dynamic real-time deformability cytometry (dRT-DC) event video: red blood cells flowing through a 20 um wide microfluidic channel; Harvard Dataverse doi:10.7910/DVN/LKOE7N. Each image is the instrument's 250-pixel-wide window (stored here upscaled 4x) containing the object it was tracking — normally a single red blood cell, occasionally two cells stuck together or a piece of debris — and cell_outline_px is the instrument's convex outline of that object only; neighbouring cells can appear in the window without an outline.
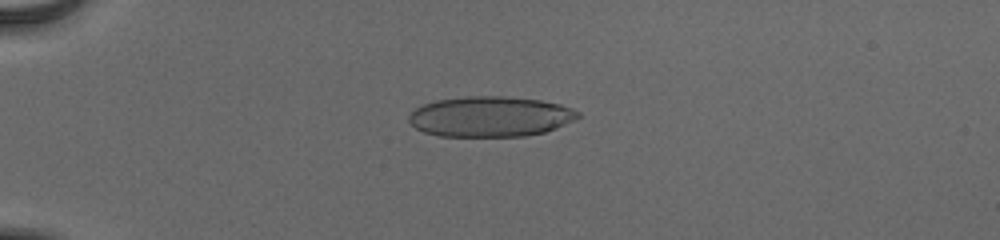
{"species": "human", "species_latin": "Homo sapiens", "temperature_condition": "cold", "stored_images_in_passage": 40, "camera_frame_rate_fps": 3000, "um_per_image_px": 0.085, "donor": {"sex": "male"}, "frame": {"image": 1, "passage_image": 1, "time_ms": 0.0, "image_size_px": [1000, 240], "cell_outline_px": [[580, 116], [556, 128], [544, 132], [524, 136], [440, 136], [424, 132], [416, 128], [408, 120], [408, 116], [416, 108], [424, 104], [436, 100], [464, 96], [504, 96], [540, 100], [560, 104], [572, 108], [580, 112]], "centroid_in_image_um": [41.66, 9.9], "position_along_channel_um": 43.3, "area_um2": 39.71}}
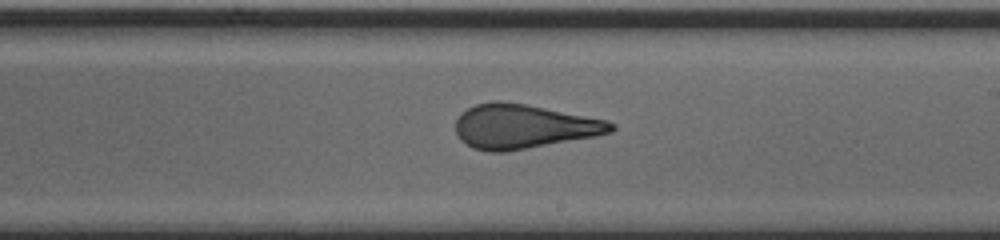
{"frame": {"image": 2, "passage_image": 20, "time_ms": 6.333, "image_size_px": [1000, 240], "cell_outline_px": [[616, 128], [612, 132], [596, 136], [504, 152], [488, 152], [472, 148], [460, 140], [456, 132], [456, 120], [460, 112], [476, 104], [492, 100], [500, 100], [524, 104], [608, 120], [616, 124]], "centroid_in_image_um": [44.48, 10.75], "position_along_channel_um": 244.5, "area_um2": 40.17}}
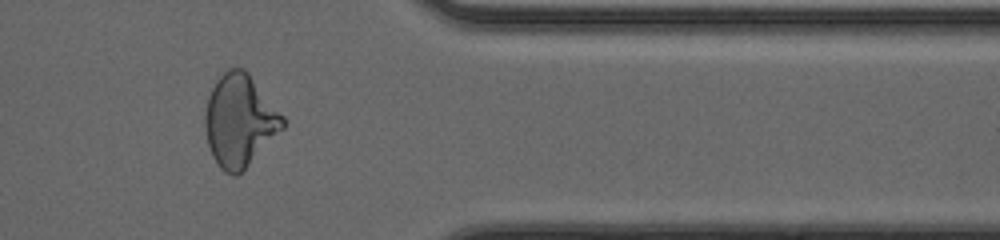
{"frame": {"image": 3, "passage_image": 32, "time_ms": 10.333, "image_size_px": [1000, 240], "cell_outline_px": [[284, 128], [236, 176], [232, 176], [224, 172], [220, 168], [212, 156], [208, 144], [204, 128], [204, 112], [208, 96], [216, 80], [228, 68], [244, 68], [248, 72], [284, 116]], "centroid_in_image_um": [20.34, 10.24], "position_along_channel_um": 391.1, "area_um2": 41.56}, "authors_computed_cell_mechanics": {"area_um2": 41.0091, "velocity_mm_per_s": 3.9149, "shape_relaxation_time_tau1_ms": 6.2287, "shape_relaxation_time_tau2_ms": 0.8984, "deformation_change_tau1": 0.2062, "deformation_change_tau2": 0.0986}}